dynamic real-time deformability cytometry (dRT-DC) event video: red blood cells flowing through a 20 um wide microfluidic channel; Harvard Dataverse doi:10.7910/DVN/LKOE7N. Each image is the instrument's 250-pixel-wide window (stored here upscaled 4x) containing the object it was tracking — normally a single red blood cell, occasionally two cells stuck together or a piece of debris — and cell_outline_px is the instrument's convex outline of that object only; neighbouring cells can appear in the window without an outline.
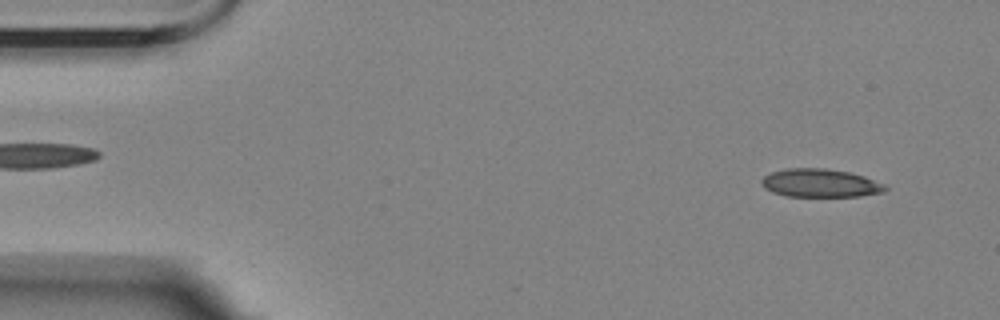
{"species": "Egyptian fruit bat (a non-hibernating species)", "species_latin": "Rousettus aegyptiacus", "temperature_condition": "room temperature", "stored_images_in_passage": 57, "camera_frame_rate_fps": 3000, "um_per_image_px": 0.085, "animal": {"sex": "female"}, "frame": {"image": 1, "passage_image": 4, "time_ms": 1.0, "image_size_px": [1000, 320], "cell_outline_px": [[888, 188], [884, 192], [860, 196], [788, 196], [772, 192], [764, 188], [760, 184], [760, 180], [764, 176], [772, 172], [788, 168], [824, 168], [848, 172], [864, 176], [884, 184]], "centroid_in_image_um": [69.7, 15.56], "position_along_channel_um": 15.3, "area_um2": 20.35}}
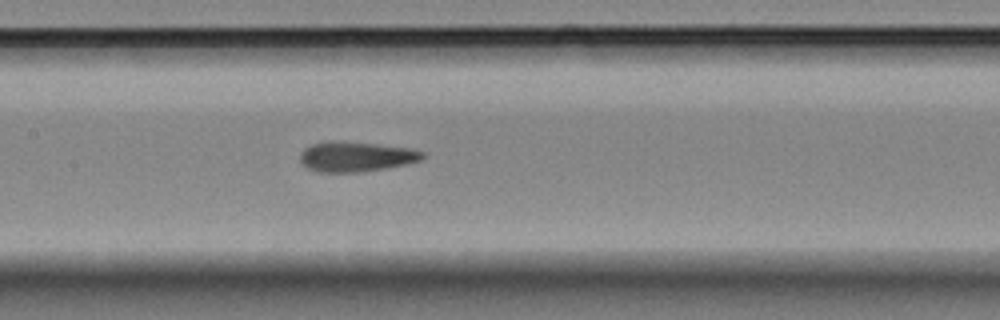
{"frame": {"image": 2, "passage_image": 26, "time_ms": 8.333, "image_size_px": [1000, 320], "cell_outline_px": [[424, 156], [420, 160], [404, 164], [384, 168], [360, 172], [316, 172], [308, 168], [300, 160], [300, 156], [304, 148], [312, 144], [376, 144], [408, 148], [424, 152]], "centroid_in_image_um": [30.28, 13.36], "position_along_channel_um": 177.1, "area_um2": 20.23}}
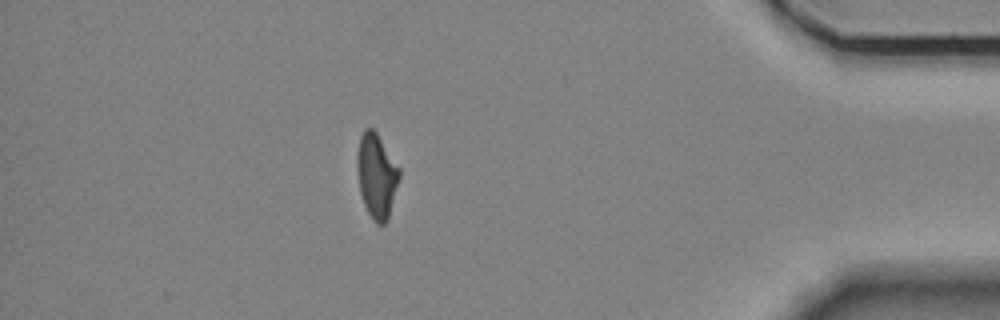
{"frame": {"image": 3, "passage_image": 49, "time_ms": 16.0, "image_size_px": [1000, 320], "cell_outline_px": [[400, 176], [388, 220], [384, 224], [376, 224], [372, 220], [364, 204], [360, 192], [356, 172], [356, 156], [360, 136], [364, 128], [372, 128], [376, 132], [400, 168]], "centroid_in_image_um": [31.99, 14.94], "position_along_channel_um": 403.2, "area_um2": 20.98}, "authors_computed_cell_mechanics": {"area_um2": 21.2126, "velocity_mm_per_s": 3.5128, "shape_relaxation_time_tau1_ms": null, "shape_relaxation_time_tau2_ms": 2.114, "deformation_change_tau1": null, "deformation_change_tau2": 0.0874}}